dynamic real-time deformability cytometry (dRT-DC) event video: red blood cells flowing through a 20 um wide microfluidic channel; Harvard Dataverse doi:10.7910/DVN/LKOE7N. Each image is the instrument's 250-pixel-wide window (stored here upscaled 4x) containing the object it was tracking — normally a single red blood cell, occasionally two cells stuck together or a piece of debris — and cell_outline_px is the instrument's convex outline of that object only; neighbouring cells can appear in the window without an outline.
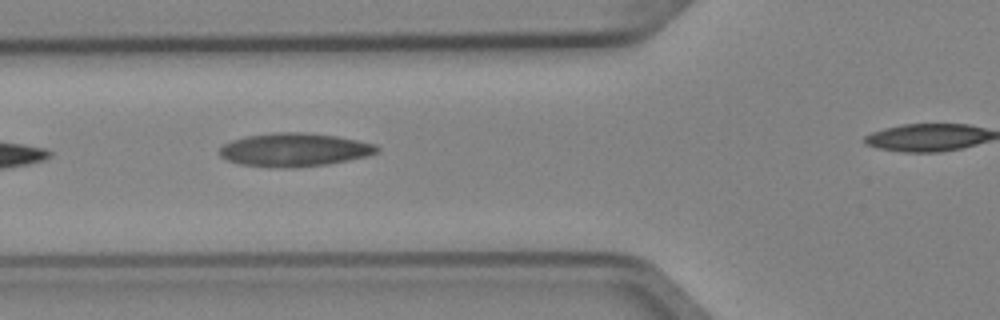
{"species": "Egyptian fruit bat (a non-hibernating species)", "species_latin": "Rousettus aegyptiacus", "temperature_condition": "cold", "stored_images_in_passage": 8, "camera_frame_rate_fps": 3000, "um_per_image_px": 0.085, "animal": {"sex": "female"}, "frame": {"image": 1, "passage_image": 6, "time_ms": 1.667, "image_size_px": [1000, 320], "cell_outline_px": [[380, 148], [376, 152], [364, 156], [348, 160], [328, 164], [292, 168], [240, 164], [228, 160], [220, 156], [220, 148], [224, 144], [232, 140], [244, 136], [276, 132], [308, 132], [336, 136], [376, 144]], "centroid_in_image_um": [25.01, 12.72], "position_along_channel_um": 100.8, "area_um2": 30.4}}
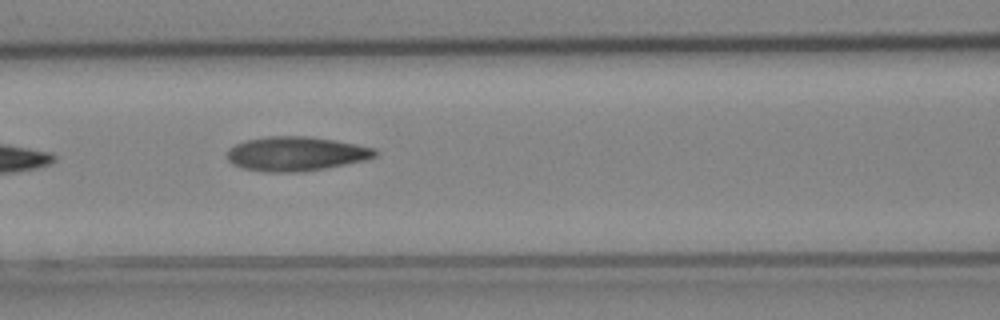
{"frame": {"image": 2, "passage_image": 7, "time_ms": 2.0, "image_size_px": [1000, 320], "cell_outline_px": [[380, 152], [376, 156], [364, 160], [304, 172], [264, 172], [244, 168], [232, 164], [228, 160], [228, 148], [244, 140], [268, 136], [308, 136], [336, 140], [376, 148]], "centroid_in_image_um": [25.16, 13.06], "position_along_channel_um": 141.4, "area_um2": 29.71}}